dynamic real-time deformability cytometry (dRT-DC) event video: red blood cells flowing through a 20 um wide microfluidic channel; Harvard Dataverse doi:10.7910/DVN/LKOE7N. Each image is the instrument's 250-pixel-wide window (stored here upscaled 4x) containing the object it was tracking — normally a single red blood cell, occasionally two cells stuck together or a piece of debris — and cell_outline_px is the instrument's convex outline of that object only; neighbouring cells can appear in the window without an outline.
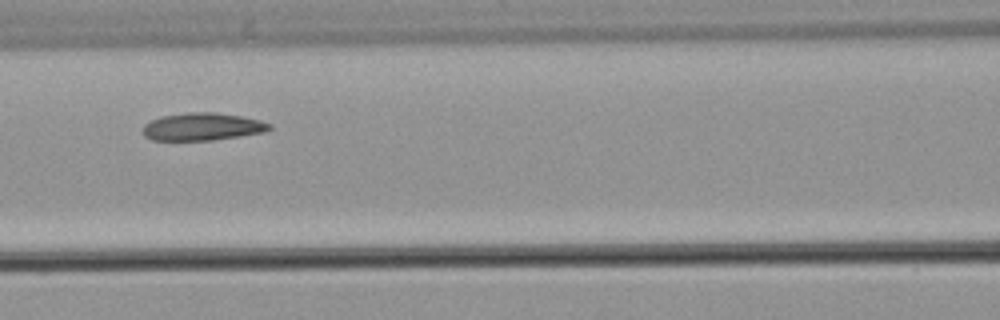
{"species": "common noctule bat (a hibernating species)", "species_latin": "Nyctalus noctula", "temperature_condition": "warm", "stored_images_in_passage": 3, "camera_frame_rate_fps": 3000, "um_per_image_px": 0.085, "animal": {"sex": "male", "body_mass_g": 21.5, "forearm_length_mm": 52.0}, "frame": {"image": 1, "passage_image": 3, "time_ms": 3.0, "image_size_px": [1000, 320], "cell_outline_px": [[272, 128], [264, 132], [240, 136], [212, 140], [152, 140], [144, 136], [140, 132], [144, 124], [160, 116], [188, 112], [216, 112], [240, 116], [260, 120], [272, 124]], "centroid_in_image_um": [17.17, 10.77], "position_along_channel_um": 149.4, "area_um2": 20.52}}